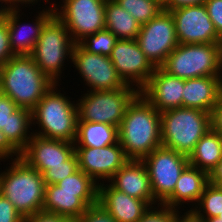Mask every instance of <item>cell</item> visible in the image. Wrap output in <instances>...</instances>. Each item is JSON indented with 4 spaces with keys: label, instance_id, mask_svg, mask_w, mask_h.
Listing matches in <instances>:
<instances>
[{
    "label": "cell",
    "instance_id": "obj_1",
    "mask_svg": "<svg viewBox=\"0 0 222 222\" xmlns=\"http://www.w3.org/2000/svg\"><path fill=\"white\" fill-rule=\"evenodd\" d=\"M119 143L130 160H142L162 146L160 112L139 93L118 127Z\"/></svg>",
    "mask_w": 222,
    "mask_h": 222
},
{
    "label": "cell",
    "instance_id": "obj_2",
    "mask_svg": "<svg viewBox=\"0 0 222 222\" xmlns=\"http://www.w3.org/2000/svg\"><path fill=\"white\" fill-rule=\"evenodd\" d=\"M54 84L30 55H14L0 67V90L19 108L32 111Z\"/></svg>",
    "mask_w": 222,
    "mask_h": 222
},
{
    "label": "cell",
    "instance_id": "obj_3",
    "mask_svg": "<svg viewBox=\"0 0 222 222\" xmlns=\"http://www.w3.org/2000/svg\"><path fill=\"white\" fill-rule=\"evenodd\" d=\"M12 162L0 173V193L25 218L43 210L45 183L42 174L18 155H6L0 160ZM4 159V160H3Z\"/></svg>",
    "mask_w": 222,
    "mask_h": 222
},
{
    "label": "cell",
    "instance_id": "obj_4",
    "mask_svg": "<svg viewBox=\"0 0 222 222\" xmlns=\"http://www.w3.org/2000/svg\"><path fill=\"white\" fill-rule=\"evenodd\" d=\"M54 84L32 110V124H38L34 135L74 143L78 123V107L70 97L57 91Z\"/></svg>",
    "mask_w": 222,
    "mask_h": 222
},
{
    "label": "cell",
    "instance_id": "obj_5",
    "mask_svg": "<svg viewBox=\"0 0 222 222\" xmlns=\"http://www.w3.org/2000/svg\"><path fill=\"white\" fill-rule=\"evenodd\" d=\"M161 143L186 155L211 128V113L196 108H174L160 113Z\"/></svg>",
    "mask_w": 222,
    "mask_h": 222
},
{
    "label": "cell",
    "instance_id": "obj_6",
    "mask_svg": "<svg viewBox=\"0 0 222 222\" xmlns=\"http://www.w3.org/2000/svg\"><path fill=\"white\" fill-rule=\"evenodd\" d=\"M160 68L182 79L222 76V43L178 44Z\"/></svg>",
    "mask_w": 222,
    "mask_h": 222
},
{
    "label": "cell",
    "instance_id": "obj_7",
    "mask_svg": "<svg viewBox=\"0 0 222 222\" xmlns=\"http://www.w3.org/2000/svg\"><path fill=\"white\" fill-rule=\"evenodd\" d=\"M66 25L54 14L44 25L31 58L42 73L58 84L65 60L71 55L74 41ZM67 56V57H66Z\"/></svg>",
    "mask_w": 222,
    "mask_h": 222
},
{
    "label": "cell",
    "instance_id": "obj_8",
    "mask_svg": "<svg viewBox=\"0 0 222 222\" xmlns=\"http://www.w3.org/2000/svg\"><path fill=\"white\" fill-rule=\"evenodd\" d=\"M87 92L76 101L78 121L105 123L116 127L120 126L127 107L140 93L131 85L116 90Z\"/></svg>",
    "mask_w": 222,
    "mask_h": 222
},
{
    "label": "cell",
    "instance_id": "obj_9",
    "mask_svg": "<svg viewBox=\"0 0 222 222\" xmlns=\"http://www.w3.org/2000/svg\"><path fill=\"white\" fill-rule=\"evenodd\" d=\"M62 3L60 8L53 4L55 15L66 25L75 44L105 29L106 1L63 0Z\"/></svg>",
    "mask_w": 222,
    "mask_h": 222
},
{
    "label": "cell",
    "instance_id": "obj_10",
    "mask_svg": "<svg viewBox=\"0 0 222 222\" xmlns=\"http://www.w3.org/2000/svg\"><path fill=\"white\" fill-rule=\"evenodd\" d=\"M154 199L161 205L174 191L181 173L189 165L188 156L161 146L142 159Z\"/></svg>",
    "mask_w": 222,
    "mask_h": 222
},
{
    "label": "cell",
    "instance_id": "obj_11",
    "mask_svg": "<svg viewBox=\"0 0 222 222\" xmlns=\"http://www.w3.org/2000/svg\"><path fill=\"white\" fill-rule=\"evenodd\" d=\"M136 41L151 63L160 67L179 44L171 12L162 10L156 17L141 25Z\"/></svg>",
    "mask_w": 222,
    "mask_h": 222
},
{
    "label": "cell",
    "instance_id": "obj_12",
    "mask_svg": "<svg viewBox=\"0 0 222 222\" xmlns=\"http://www.w3.org/2000/svg\"><path fill=\"white\" fill-rule=\"evenodd\" d=\"M89 91H108L124 88L127 84L118 75L108 56L93 54L75 44L70 59Z\"/></svg>",
    "mask_w": 222,
    "mask_h": 222
},
{
    "label": "cell",
    "instance_id": "obj_13",
    "mask_svg": "<svg viewBox=\"0 0 222 222\" xmlns=\"http://www.w3.org/2000/svg\"><path fill=\"white\" fill-rule=\"evenodd\" d=\"M109 58L122 80L127 85L136 86L139 91L156 69L136 39H118Z\"/></svg>",
    "mask_w": 222,
    "mask_h": 222
},
{
    "label": "cell",
    "instance_id": "obj_14",
    "mask_svg": "<svg viewBox=\"0 0 222 222\" xmlns=\"http://www.w3.org/2000/svg\"><path fill=\"white\" fill-rule=\"evenodd\" d=\"M179 44L222 43L205 5L170 10Z\"/></svg>",
    "mask_w": 222,
    "mask_h": 222
},
{
    "label": "cell",
    "instance_id": "obj_15",
    "mask_svg": "<svg viewBox=\"0 0 222 222\" xmlns=\"http://www.w3.org/2000/svg\"><path fill=\"white\" fill-rule=\"evenodd\" d=\"M75 154L78 168L98 184L101 179L109 181L130 160L119 142L101 148L75 147Z\"/></svg>",
    "mask_w": 222,
    "mask_h": 222
},
{
    "label": "cell",
    "instance_id": "obj_16",
    "mask_svg": "<svg viewBox=\"0 0 222 222\" xmlns=\"http://www.w3.org/2000/svg\"><path fill=\"white\" fill-rule=\"evenodd\" d=\"M74 154L75 146L72 142L47 139L33 134L18 156L43 174L51 166L64 165Z\"/></svg>",
    "mask_w": 222,
    "mask_h": 222
},
{
    "label": "cell",
    "instance_id": "obj_17",
    "mask_svg": "<svg viewBox=\"0 0 222 222\" xmlns=\"http://www.w3.org/2000/svg\"><path fill=\"white\" fill-rule=\"evenodd\" d=\"M20 11V8L8 9L5 15L4 20L8 26L10 46L14 55H31L45 23L55 14V11L52 3L48 9L44 8L40 13L38 12L35 22H32L33 25L21 24Z\"/></svg>",
    "mask_w": 222,
    "mask_h": 222
},
{
    "label": "cell",
    "instance_id": "obj_18",
    "mask_svg": "<svg viewBox=\"0 0 222 222\" xmlns=\"http://www.w3.org/2000/svg\"><path fill=\"white\" fill-rule=\"evenodd\" d=\"M98 203V192L61 191L56 184L45 185L44 212L67 219H79L89 206Z\"/></svg>",
    "mask_w": 222,
    "mask_h": 222
},
{
    "label": "cell",
    "instance_id": "obj_19",
    "mask_svg": "<svg viewBox=\"0 0 222 222\" xmlns=\"http://www.w3.org/2000/svg\"><path fill=\"white\" fill-rule=\"evenodd\" d=\"M184 79L167 74L156 67L140 93L161 113L182 107Z\"/></svg>",
    "mask_w": 222,
    "mask_h": 222
},
{
    "label": "cell",
    "instance_id": "obj_20",
    "mask_svg": "<svg viewBox=\"0 0 222 222\" xmlns=\"http://www.w3.org/2000/svg\"><path fill=\"white\" fill-rule=\"evenodd\" d=\"M98 203L116 222H138L151 206L144 200L115 189L110 183L98 185Z\"/></svg>",
    "mask_w": 222,
    "mask_h": 222
},
{
    "label": "cell",
    "instance_id": "obj_21",
    "mask_svg": "<svg viewBox=\"0 0 222 222\" xmlns=\"http://www.w3.org/2000/svg\"><path fill=\"white\" fill-rule=\"evenodd\" d=\"M108 182L115 189L146 201L151 207L158 203L152 194L148 170L142 160H129Z\"/></svg>",
    "mask_w": 222,
    "mask_h": 222
},
{
    "label": "cell",
    "instance_id": "obj_22",
    "mask_svg": "<svg viewBox=\"0 0 222 222\" xmlns=\"http://www.w3.org/2000/svg\"><path fill=\"white\" fill-rule=\"evenodd\" d=\"M182 107L211 113L222 98V76L184 79Z\"/></svg>",
    "mask_w": 222,
    "mask_h": 222
},
{
    "label": "cell",
    "instance_id": "obj_23",
    "mask_svg": "<svg viewBox=\"0 0 222 222\" xmlns=\"http://www.w3.org/2000/svg\"><path fill=\"white\" fill-rule=\"evenodd\" d=\"M31 126L32 111L18 108L10 114L6 121V130H0V157L18 155L33 136Z\"/></svg>",
    "mask_w": 222,
    "mask_h": 222
},
{
    "label": "cell",
    "instance_id": "obj_24",
    "mask_svg": "<svg viewBox=\"0 0 222 222\" xmlns=\"http://www.w3.org/2000/svg\"><path fill=\"white\" fill-rule=\"evenodd\" d=\"M208 183L206 172L188 165L177 180L173 193L161 205L175 210H179V207L184 203L188 204L187 202L196 206Z\"/></svg>",
    "mask_w": 222,
    "mask_h": 222
},
{
    "label": "cell",
    "instance_id": "obj_25",
    "mask_svg": "<svg viewBox=\"0 0 222 222\" xmlns=\"http://www.w3.org/2000/svg\"><path fill=\"white\" fill-rule=\"evenodd\" d=\"M222 158V135L212 128L197 142L189 155V165L199 168L208 175Z\"/></svg>",
    "mask_w": 222,
    "mask_h": 222
},
{
    "label": "cell",
    "instance_id": "obj_26",
    "mask_svg": "<svg viewBox=\"0 0 222 222\" xmlns=\"http://www.w3.org/2000/svg\"><path fill=\"white\" fill-rule=\"evenodd\" d=\"M119 142L118 127L86 121H78L75 147L101 148Z\"/></svg>",
    "mask_w": 222,
    "mask_h": 222
},
{
    "label": "cell",
    "instance_id": "obj_27",
    "mask_svg": "<svg viewBox=\"0 0 222 222\" xmlns=\"http://www.w3.org/2000/svg\"><path fill=\"white\" fill-rule=\"evenodd\" d=\"M105 29L117 39H136L141 29L140 23L115 0L105 3Z\"/></svg>",
    "mask_w": 222,
    "mask_h": 222
},
{
    "label": "cell",
    "instance_id": "obj_28",
    "mask_svg": "<svg viewBox=\"0 0 222 222\" xmlns=\"http://www.w3.org/2000/svg\"><path fill=\"white\" fill-rule=\"evenodd\" d=\"M190 209L204 219L218 217L222 212V188L208 183L197 205Z\"/></svg>",
    "mask_w": 222,
    "mask_h": 222
},
{
    "label": "cell",
    "instance_id": "obj_29",
    "mask_svg": "<svg viewBox=\"0 0 222 222\" xmlns=\"http://www.w3.org/2000/svg\"><path fill=\"white\" fill-rule=\"evenodd\" d=\"M124 10L128 11L140 25L146 24L162 10L158 0H115Z\"/></svg>",
    "mask_w": 222,
    "mask_h": 222
},
{
    "label": "cell",
    "instance_id": "obj_30",
    "mask_svg": "<svg viewBox=\"0 0 222 222\" xmlns=\"http://www.w3.org/2000/svg\"><path fill=\"white\" fill-rule=\"evenodd\" d=\"M117 37L107 29L88 35L79 44L88 52L110 56L117 41Z\"/></svg>",
    "mask_w": 222,
    "mask_h": 222
},
{
    "label": "cell",
    "instance_id": "obj_31",
    "mask_svg": "<svg viewBox=\"0 0 222 222\" xmlns=\"http://www.w3.org/2000/svg\"><path fill=\"white\" fill-rule=\"evenodd\" d=\"M61 191L69 192H98V183L90 176L78 169L75 173L67 176L63 180L56 183Z\"/></svg>",
    "mask_w": 222,
    "mask_h": 222
},
{
    "label": "cell",
    "instance_id": "obj_32",
    "mask_svg": "<svg viewBox=\"0 0 222 222\" xmlns=\"http://www.w3.org/2000/svg\"><path fill=\"white\" fill-rule=\"evenodd\" d=\"M78 159L74 154L69 160L64 162V165L51 166L42 176L45 185L56 184L67 176L72 175L78 170Z\"/></svg>",
    "mask_w": 222,
    "mask_h": 222
},
{
    "label": "cell",
    "instance_id": "obj_33",
    "mask_svg": "<svg viewBox=\"0 0 222 222\" xmlns=\"http://www.w3.org/2000/svg\"><path fill=\"white\" fill-rule=\"evenodd\" d=\"M157 207H151L138 222H176L175 209L160 205L159 203Z\"/></svg>",
    "mask_w": 222,
    "mask_h": 222
},
{
    "label": "cell",
    "instance_id": "obj_34",
    "mask_svg": "<svg viewBox=\"0 0 222 222\" xmlns=\"http://www.w3.org/2000/svg\"><path fill=\"white\" fill-rule=\"evenodd\" d=\"M78 221L79 222H116L99 203L89 206L86 212L78 219Z\"/></svg>",
    "mask_w": 222,
    "mask_h": 222
},
{
    "label": "cell",
    "instance_id": "obj_35",
    "mask_svg": "<svg viewBox=\"0 0 222 222\" xmlns=\"http://www.w3.org/2000/svg\"><path fill=\"white\" fill-rule=\"evenodd\" d=\"M0 222H24V217L13 204L0 193Z\"/></svg>",
    "mask_w": 222,
    "mask_h": 222
},
{
    "label": "cell",
    "instance_id": "obj_36",
    "mask_svg": "<svg viewBox=\"0 0 222 222\" xmlns=\"http://www.w3.org/2000/svg\"><path fill=\"white\" fill-rule=\"evenodd\" d=\"M14 56L8 33V26L5 20L0 21V67Z\"/></svg>",
    "mask_w": 222,
    "mask_h": 222
},
{
    "label": "cell",
    "instance_id": "obj_37",
    "mask_svg": "<svg viewBox=\"0 0 222 222\" xmlns=\"http://www.w3.org/2000/svg\"><path fill=\"white\" fill-rule=\"evenodd\" d=\"M204 5L215 30L222 38V0H206Z\"/></svg>",
    "mask_w": 222,
    "mask_h": 222
},
{
    "label": "cell",
    "instance_id": "obj_38",
    "mask_svg": "<svg viewBox=\"0 0 222 222\" xmlns=\"http://www.w3.org/2000/svg\"><path fill=\"white\" fill-rule=\"evenodd\" d=\"M19 107L4 94L0 95V130H6V121L9 115L15 112Z\"/></svg>",
    "mask_w": 222,
    "mask_h": 222
},
{
    "label": "cell",
    "instance_id": "obj_39",
    "mask_svg": "<svg viewBox=\"0 0 222 222\" xmlns=\"http://www.w3.org/2000/svg\"><path fill=\"white\" fill-rule=\"evenodd\" d=\"M206 0H163V10L170 11L185 6L203 5Z\"/></svg>",
    "mask_w": 222,
    "mask_h": 222
},
{
    "label": "cell",
    "instance_id": "obj_40",
    "mask_svg": "<svg viewBox=\"0 0 222 222\" xmlns=\"http://www.w3.org/2000/svg\"><path fill=\"white\" fill-rule=\"evenodd\" d=\"M211 128L222 135V98L211 112Z\"/></svg>",
    "mask_w": 222,
    "mask_h": 222
},
{
    "label": "cell",
    "instance_id": "obj_41",
    "mask_svg": "<svg viewBox=\"0 0 222 222\" xmlns=\"http://www.w3.org/2000/svg\"><path fill=\"white\" fill-rule=\"evenodd\" d=\"M182 216V217H181ZM176 222H206L205 219L199 216L193 209L186 211L183 215L176 210Z\"/></svg>",
    "mask_w": 222,
    "mask_h": 222
},
{
    "label": "cell",
    "instance_id": "obj_42",
    "mask_svg": "<svg viewBox=\"0 0 222 222\" xmlns=\"http://www.w3.org/2000/svg\"><path fill=\"white\" fill-rule=\"evenodd\" d=\"M209 183L222 188V158L217 166L208 175Z\"/></svg>",
    "mask_w": 222,
    "mask_h": 222
},
{
    "label": "cell",
    "instance_id": "obj_43",
    "mask_svg": "<svg viewBox=\"0 0 222 222\" xmlns=\"http://www.w3.org/2000/svg\"><path fill=\"white\" fill-rule=\"evenodd\" d=\"M24 222H53V213L40 211L24 218Z\"/></svg>",
    "mask_w": 222,
    "mask_h": 222
},
{
    "label": "cell",
    "instance_id": "obj_44",
    "mask_svg": "<svg viewBox=\"0 0 222 222\" xmlns=\"http://www.w3.org/2000/svg\"><path fill=\"white\" fill-rule=\"evenodd\" d=\"M38 1H41V0H2V3H4V6L7 7V9H18L19 7H22L23 4L26 7V4L27 6L28 4L35 5V3L37 4ZM20 4L22 6H20Z\"/></svg>",
    "mask_w": 222,
    "mask_h": 222
},
{
    "label": "cell",
    "instance_id": "obj_45",
    "mask_svg": "<svg viewBox=\"0 0 222 222\" xmlns=\"http://www.w3.org/2000/svg\"><path fill=\"white\" fill-rule=\"evenodd\" d=\"M53 222H79L78 219H67L60 215L53 214Z\"/></svg>",
    "mask_w": 222,
    "mask_h": 222
},
{
    "label": "cell",
    "instance_id": "obj_46",
    "mask_svg": "<svg viewBox=\"0 0 222 222\" xmlns=\"http://www.w3.org/2000/svg\"><path fill=\"white\" fill-rule=\"evenodd\" d=\"M0 2H1L0 6L2 7V8L0 7V21H2L5 19V15L8 9L4 5H2L3 4L2 0H0Z\"/></svg>",
    "mask_w": 222,
    "mask_h": 222
},
{
    "label": "cell",
    "instance_id": "obj_47",
    "mask_svg": "<svg viewBox=\"0 0 222 222\" xmlns=\"http://www.w3.org/2000/svg\"><path fill=\"white\" fill-rule=\"evenodd\" d=\"M206 222H222V212L219 214L218 217L213 218H205Z\"/></svg>",
    "mask_w": 222,
    "mask_h": 222
}]
</instances>
